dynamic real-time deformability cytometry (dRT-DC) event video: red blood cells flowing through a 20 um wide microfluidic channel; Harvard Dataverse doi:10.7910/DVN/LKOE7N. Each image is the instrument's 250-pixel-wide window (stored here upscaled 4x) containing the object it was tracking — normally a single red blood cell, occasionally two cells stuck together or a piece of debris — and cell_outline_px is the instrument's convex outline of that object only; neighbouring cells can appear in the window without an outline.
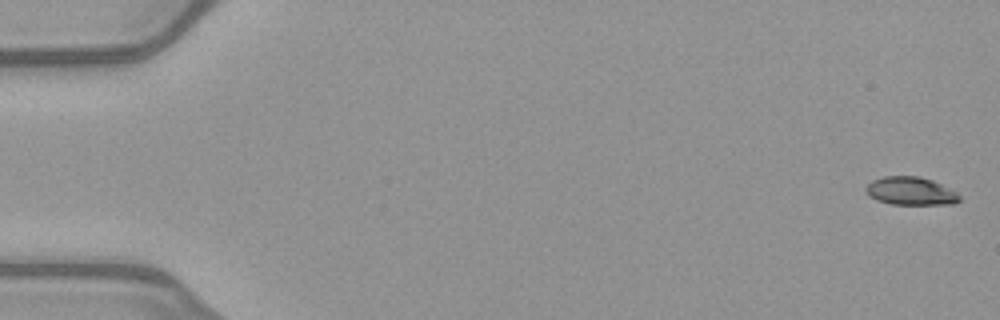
{"species": "common noctule bat (a hibernating species)", "species_latin": "Nyctalus noctula", "temperature_condition": "warm", "stored_images_in_passage": 52, "camera_frame_rate_fps": 3000, "um_per_image_px": 0.085, "animal": {"sex": "female", "body_mass_g": 21.9}, "frame": {"image": 1, "passage_image": 1, "time_ms": 0.0, "image_size_px": [1000, 320], "cell_outline_px": [[960, 200], [952, 204], [892, 204], [876, 200], [868, 196], [864, 188], [872, 180], [884, 176], [920, 176], [932, 180], [956, 192], [960, 196]], "centroid_in_image_um": [77.37, 16.23], "position_along_channel_um": 7.6, "area_um2": 15.32}}
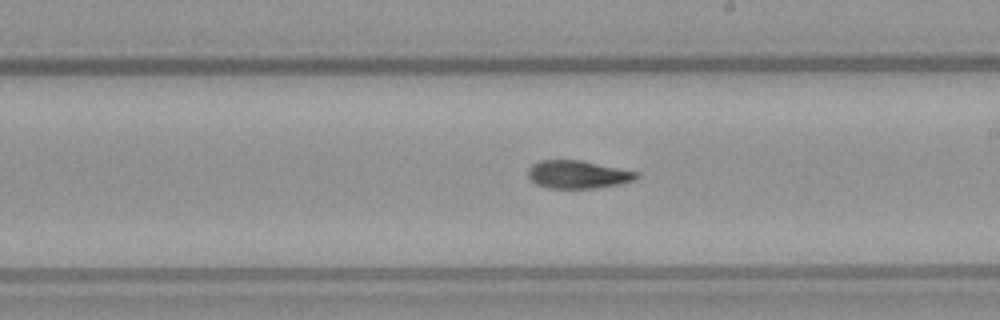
{"frame": {"image": 2, "passage_image": 30, "time_ms": 9.667, "image_size_px": [1000, 320], "cell_outline_px": [[640, 176], [636, 180], [620, 184], [596, 188], [548, 188], [536, 184], [528, 176], [528, 168], [532, 164], [540, 160], [580, 160], [636, 172]], "centroid_in_image_um": [49.1, 14.83], "position_along_channel_um": 239.9, "area_um2": 17.57}}
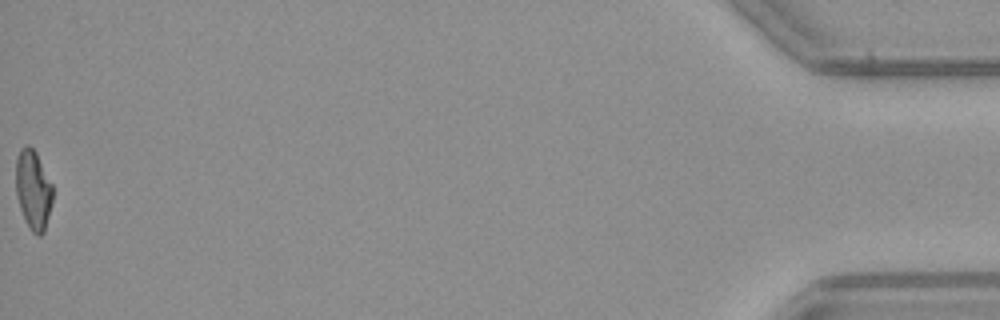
{"frame": {"image": 3, "passage_image": 52, "time_ms": 17.0, "image_size_px": [1000, 320], "cell_outline_px": [[52, 204], [44, 232], [40, 236], [36, 236], [32, 232], [24, 220], [16, 196], [16, 156], [20, 148], [28, 144], [36, 152], [52, 184]], "centroid_in_image_um": [2.81, 16.14], "position_along_channel_um": 432.4, "area_um2": 17.22}, "authors_computed_cell_mechanics": {"area_um2": 17.6579, "velocity_mm_per_s": 4.0359, "shape_relaxation_time_tau1_ms": null, "shape_relaxation_time_tau2_ms": 3.8732, "deformation_change_tau1": null, "deformation_change_tau2": 0.1155}}